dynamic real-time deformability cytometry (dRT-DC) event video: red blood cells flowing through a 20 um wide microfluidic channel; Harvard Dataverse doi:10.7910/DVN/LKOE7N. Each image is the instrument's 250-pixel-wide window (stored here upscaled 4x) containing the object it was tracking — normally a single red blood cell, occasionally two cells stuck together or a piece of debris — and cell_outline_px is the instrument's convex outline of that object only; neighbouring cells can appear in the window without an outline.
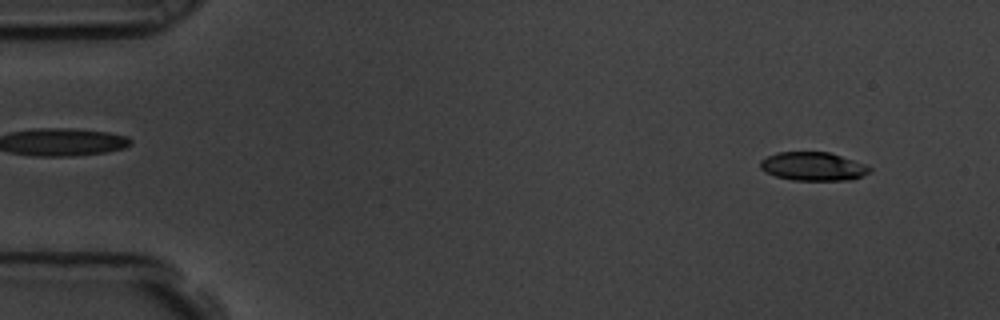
{"species": "common noctule bat (a hibernating species)", "species_latin": "Nyctalus noctula", "temperature_condition": "room temperature", "stored_images_in_passage": 55, "camera_frame_rate_fps": 3000, "um_per_image_px": 0.085, "animal": {"sex": "male", "body_mass_g": 19.5, "forearm_length_mm": 54.6}, "frame": {"image": 1, "passage_image": 3, "time_ms": 0.667, "image_size_px": [1000, 320], "cell_outline_px": [[872, 172], [852, 180], [792, 180], [776, 176], [764, 172], [760, 168], [760, 160], [776, 152], [828, 152], [868, 164], [872, 168]], "centroid_in_image_um": [69.15, 14.15], "position_along_channel_um": 15.9, "area_um2": 18.44}}
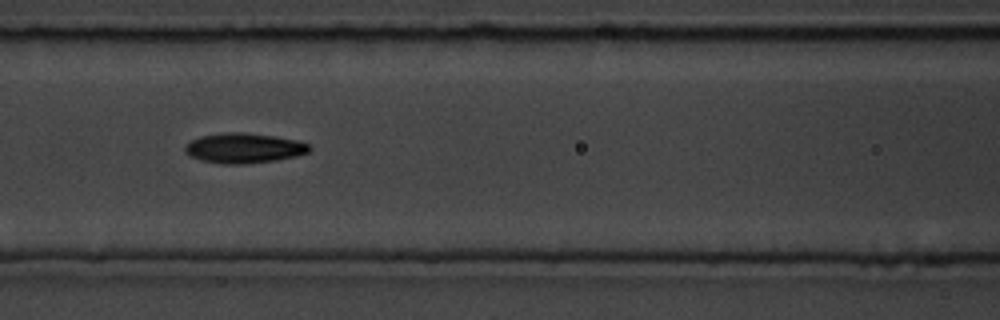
{"frame": {"image": 2, "passage_image": 23, "time_ms": 7.333, "image_size_px": [1000, 320], "cell_outline_px": [[312, 148], [308, 152], [296, 156], [276, 160], [244, 164], [220, 164], [200, 160], [184, 152], [184, 148], [192, 140], [200, 136], [228, 132], [244, 132], [276, 136], [296, 140], [308, 144]], "centroid_in_image_um": [20.74, 12.59], "position_along_channel_um": 145.9, "area_um2": 21.73}}
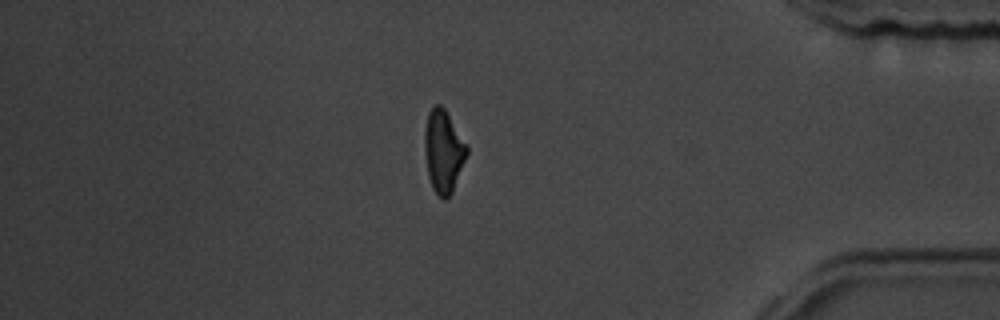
{"frame": {"image": 3, "passage_image": 47, "time_ms": 15.333, "image_size_px": [1000, 320], "cell_outline_px": [[468, 152], [452, 192], [444, 200], [432, 188], [428, 176], [424, 148], [424, 128], [428, 112], [436, 104], [440, 104], [444, 108], [468, 144]], "centroid_in_image_um": [37.68, 12.82], "position_along_channel_um": 397.5, "area_um2": 20.35}}